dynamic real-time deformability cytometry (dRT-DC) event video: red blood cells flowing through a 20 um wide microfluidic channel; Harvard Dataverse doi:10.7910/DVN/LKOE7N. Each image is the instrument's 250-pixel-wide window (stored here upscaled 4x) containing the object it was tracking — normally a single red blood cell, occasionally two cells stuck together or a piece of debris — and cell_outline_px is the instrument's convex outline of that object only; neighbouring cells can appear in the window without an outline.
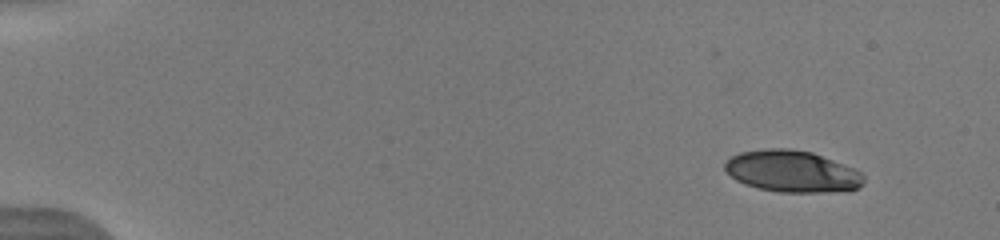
{"species": "human", "species_latin": "Homo sapiens", "temperature_condition": "warm", "stored_images_in_passage": 15, "camera_frame_rate_fps": 3000, "um_per_image_px": 0.085, "donor": {"sex": "male"}, "frame": {"image": 1, "passage_image": 1, "time_ms": 0.0, "image_size_px": [1000, 240], "cell_outline_px": [[864, 184], [860, 188], [848, 192], [780, 192], [756, 188], [744, 184], [736, 180], [724, 168], [724, 164], [732, 156], [740, 152], [764, 148], [788, 148], [812, 152], [852, 168], [860, 172], [864, 176]], "centroid_in_image_um": [67.35, 14.58], "position_along_channel_um": 17.6, "area_um2": 33.93}}
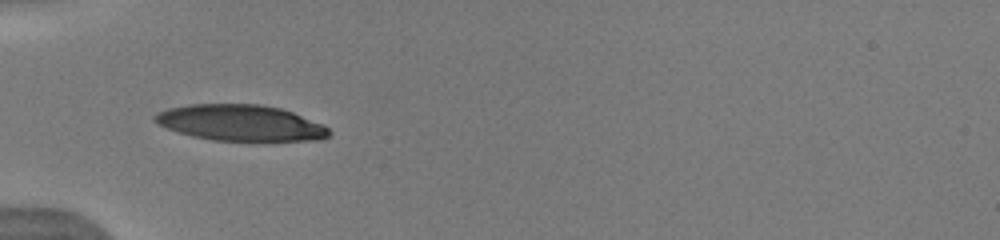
{"frame": {"image": 2, "passage_image": 5, "time_ms": 4.333, "image_size_px": [1000, 240], "cell_outline_px": [[332, 132], [328, 136], [320, 140], [264, 144], [212, 140], [192, 136], [168, 128], [152, 120], [152, 116], [168, 108], [188, 104], [260, 104], [280, 108], [292, 112], [324, 124]], "centroid_in_image_um": [20.55, 10.5], "position_along_channel_um": 64.5, "area_um2": 37.92}, "authors_computed_cell_mechanics": {"area_um2": 35.9516, "velocity_mm_per_s": 4.1014, "shape_relaxation_time_tau1_ms": 6.1484, "shape_relaxation_time_tau2_ms": 2.8817, "deformation_change_tau1": 0.1734, "deformation_change_tau2": 0.0999}}